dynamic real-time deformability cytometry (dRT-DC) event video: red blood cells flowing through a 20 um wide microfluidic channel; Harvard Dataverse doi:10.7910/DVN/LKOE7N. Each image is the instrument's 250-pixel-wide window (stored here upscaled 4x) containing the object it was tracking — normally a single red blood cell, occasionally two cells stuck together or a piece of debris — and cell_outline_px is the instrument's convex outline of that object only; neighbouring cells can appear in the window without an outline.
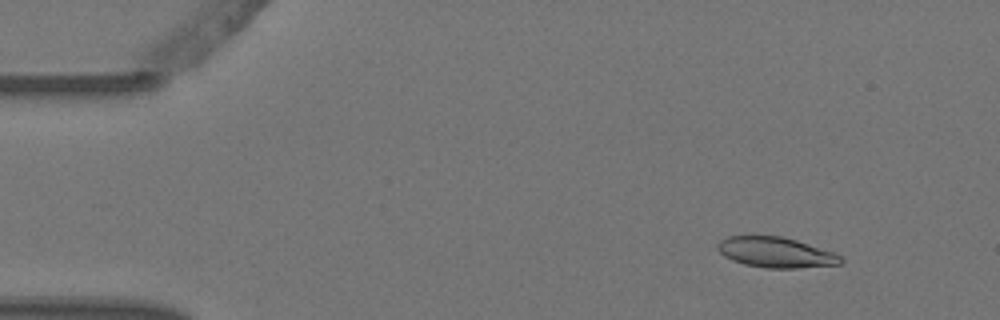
{"species": "Egyptian fruit bat (a non-hibernating species)", "species_latin": "Rousettus aegyptiacus", "temperature_condition": "warm", "stored_images_in_passage": 4, "camera_frame_rate_fps": 3000, "um_per_image_px": 0.085, "animal": {"sex": "female"}, "frame": {"image": 1, "passage_image": 1, "time_ms": 0.0, "image_size_px": [1000, 320], "cell_outline_px": [[844, 260], [840, 264], [800, 268], [768, 268], [744, 264], [732, 260], [724, 256], [716, 248], [716, 244], [720, 240], [728, 236], [752, 232], [780, 236], [796, 240], [836, 252]], "centroid_in_image_um": [65.89, 21.4], "position_along_channel_um": 19.1, "area_um2": 22.66}}
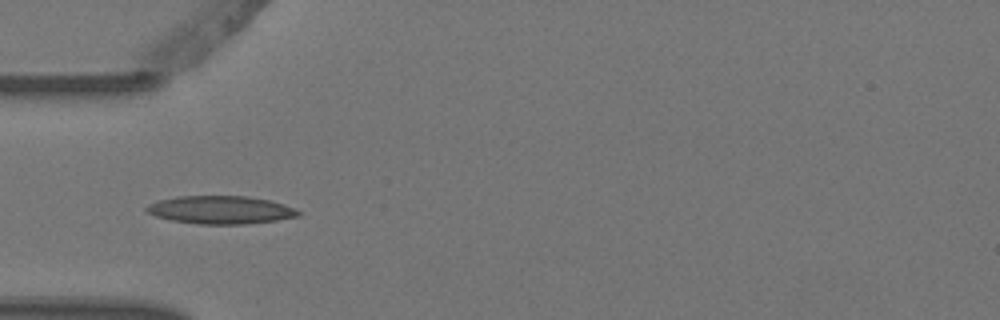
{"frame": {"image": 2, "passage_image": 4, "time_ms": 1.0, "image_size_px": [1000, 320], "cell_outline_px": [[300, 216], [276, 220], [248, 224], [196, 224], [172, 220], [156, 216], [148, 212], [144, 208], [148, 204], [160, 200], [176, 196], [248, 196], [268, 200], [284, 204], [300, 212]], "centroid_in_image_um": [18.74, 17.84], "position_along_channel_um": 66.3, "area_um2": 24.68}}